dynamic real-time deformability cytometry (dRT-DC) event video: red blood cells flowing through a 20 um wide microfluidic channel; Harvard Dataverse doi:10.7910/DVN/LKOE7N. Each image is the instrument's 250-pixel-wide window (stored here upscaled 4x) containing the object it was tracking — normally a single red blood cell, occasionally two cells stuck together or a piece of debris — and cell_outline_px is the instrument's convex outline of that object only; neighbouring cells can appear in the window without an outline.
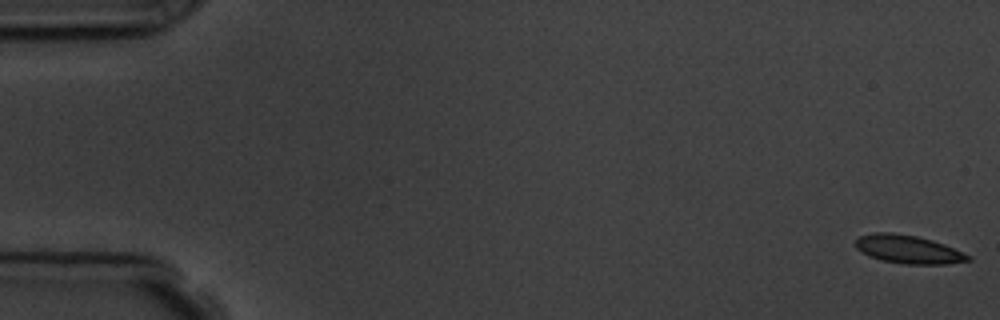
{"species": "common noctule bat (a hibernating species)", "species_latin": "Nyctalus noctula", "temperature_condition": "room temperature", "stored_images_in_passage": 7, "camera_frame_rate_fps": 3000, "um_per_image_px": 0.085, "animal": {"sex": "male", "body_mass_g": 19.5, "forearm_length_mm": 54.6}, "frame": {"image": 1, "passage_image": 1, "time_ms": 0.0, "image_size_px": [1000, 320], "cell_outline_px": [[972, 260], [948, 264], [904, 264], [880, 260], [868, 256], [860, 252], [856, 248], [856, 240], [860, 236], [872, 232], [892, 232], [916, 236], [932, 240], [944, 244], [972, 256]], "centroid_in_image_um": [77.19, 21.2], "position_along_channel_um": 7.8, "area_um2": 18.73}}
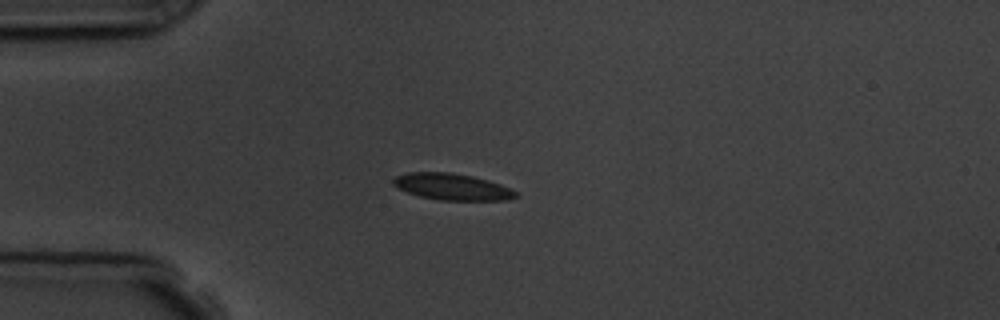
{"frame": {"image": 2, "passage_image": 5, "time_ms": 4.667, "image_size_px": [1000, 320], "cell_outline_px": [[520, 196], [508, 200], [440, 200], [420, 196], [408, 192], [392, 184], [392, 180], [396, 176], [408, 172], [452, 172], [472, 176], [488, 180], [500, 184], [516, 192]], "centroid_in_image_um": [38.44, 15.87], "position_along_channel_um": 46.6, "area_um2": 18.84}}